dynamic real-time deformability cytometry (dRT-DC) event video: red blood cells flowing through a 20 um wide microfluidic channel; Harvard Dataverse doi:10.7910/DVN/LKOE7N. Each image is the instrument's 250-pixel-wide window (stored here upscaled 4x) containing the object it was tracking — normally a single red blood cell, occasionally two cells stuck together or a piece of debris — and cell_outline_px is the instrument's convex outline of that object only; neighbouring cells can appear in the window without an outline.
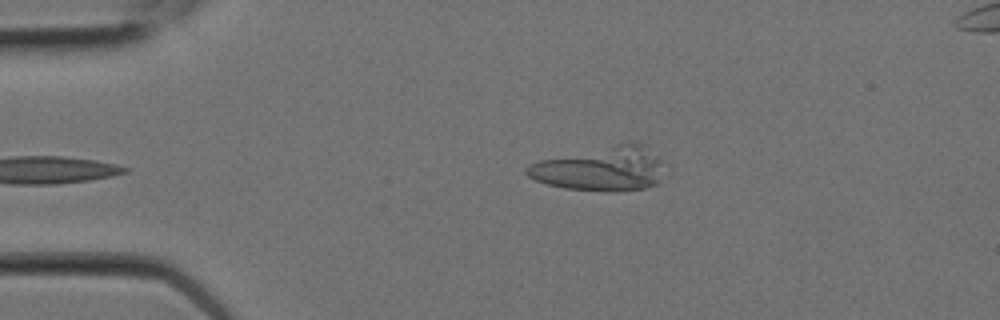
{"species": "Egyptian fruit bat (a non-hibernating species)", "species_latin": "Rousettus aegyptiacus", "temperature_condition": "room temperature", "stored_images_in_passage": 6, "camera_frame_rate_fps": 3000, "um_per_image_px": 0.085, "animal": {"sex": "female"}, "frame": {"image": 1, "passage_image": 6, "time_ms": 1.667, "image_size_px": [1000, 320], "cell_outline_px": [[664, 160], [656, 184], [648, 188], [620, 192], [608, 192], [564, 188], [548, 184], [536, 180], [528, 176], [524, 172], [524, 168], [528, 164], [540, 160], [616, 144], [644, 144]], "centroid_in_image_um": [51.07, 14.37], "position_along_channel_um": 33.9, "area_um2": 35.37}}